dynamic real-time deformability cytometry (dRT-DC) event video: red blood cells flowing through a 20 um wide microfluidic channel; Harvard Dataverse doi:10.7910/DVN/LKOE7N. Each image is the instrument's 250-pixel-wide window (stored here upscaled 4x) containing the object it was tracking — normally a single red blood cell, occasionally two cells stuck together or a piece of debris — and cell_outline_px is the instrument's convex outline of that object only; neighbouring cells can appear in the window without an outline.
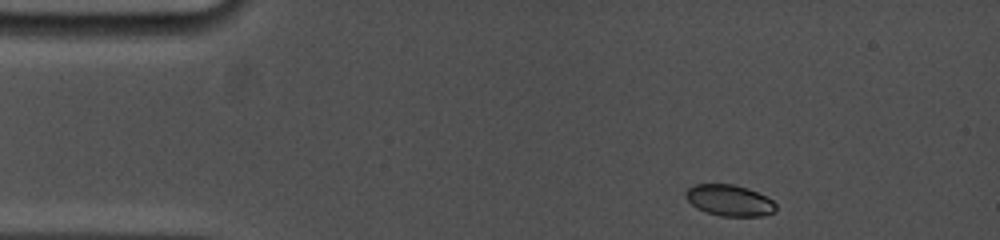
{"species": "common noctule bat (a hibernating species)", "species_latin": "Nyctalus noctula", "temperature_condition": "cold", "stored_images_in_passage": 5, "camera_frame_rate_fps": 5000, "um_per_image_px": 0.085, "animal": {"sex": "female", "body_mass_g": 19.0, "forearm_length_mm": 53.3}, "frame": {"image": 1, "passage_image": 1, "time_ms": 0.0, "image_size_px": [1000, 240], "cell_outline_px": [[776, 212], [764, 216], [720, 216], [696, 208], [684, 196], [684, 192], [692, 184], [732, 184], [748, 188], [772, 200], [776, 204]], "centroid_in_image_um": [61.99, 17.03], "position_along_channel_um": 23.0, "area_um2": 16.47}}
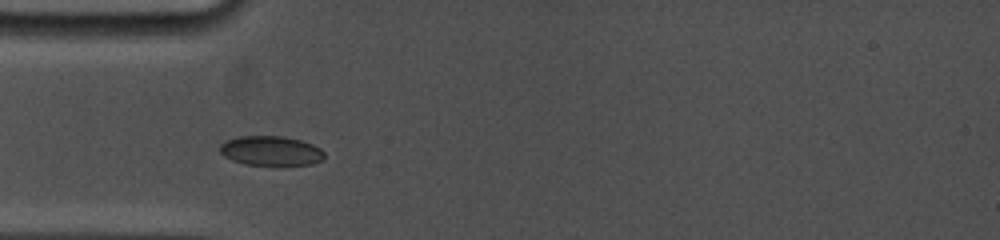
{"frame": {"image": 2, "passage_image": 4, "time_ms": 2.8, "image_size_px": [1000, 240], "cell_outline_px": [[324, 160], [312, 164], [244, 164], [232, 160], [224, 156], [220, 152], [220, 144], [228, 140], [240, 136], [284, 136], [300, 140], [312, 144], [320, 148], [324, 152]], "centroid_in_image_um": [23.04, 12.81], "position_along_channel_um": 62.0, "area_um2": 17.8}}